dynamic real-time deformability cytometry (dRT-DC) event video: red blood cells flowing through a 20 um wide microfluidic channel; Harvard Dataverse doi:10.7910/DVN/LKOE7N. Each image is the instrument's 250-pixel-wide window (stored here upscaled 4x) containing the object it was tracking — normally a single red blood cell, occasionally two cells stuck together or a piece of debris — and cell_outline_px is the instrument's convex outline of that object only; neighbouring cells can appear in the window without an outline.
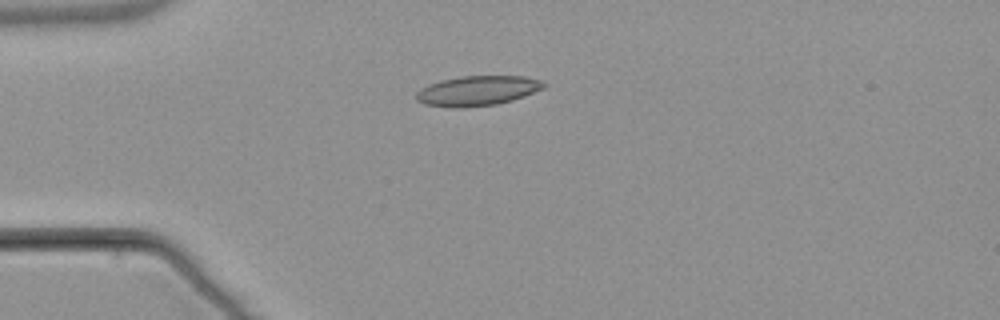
{"species": "common noctule bat (a hibernating species)", "species_latin": "Nyctalus noctula", "temperature_condition": "warm", "stored_images_in_passage": 41, "camera_frame_rate_fps": 3000, "um_per_image_px": 0.085, "animal": {"sex": "male", "body_mass_g": 21.5, "forearm_length_mm": 52.0}, "frame": {"image": 1, "passage_image": 1, "time_ms": 0.0, "image_size_px": [1000, 320], "cell_outline_px": [[548, 84], [544, 88], [524, 96], [512, 100], [496, 104], [464, 108], [448, 108], [424, 104], [416, 100], [416, 92], [420, 88], [428, 84], [440, 80], [460, 76], [524, 76], [544, 80]], "centroid_in_image_um": [40.58, 7.71], "position_along_channel_um": 44.4, "area_um2": 22.6}}
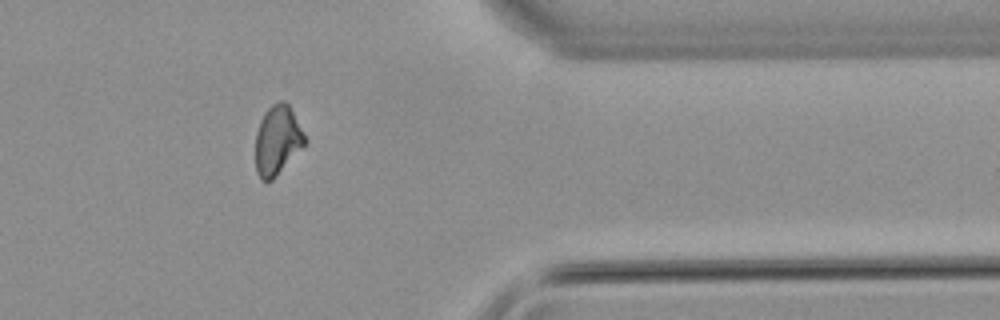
{"frame": {"image": 2, "passage_image": 31, "time_ms": 10.0, "image_size_px": [1000, 320], "cell_outline_px": [[308, 140], [276, 176], [272, 180], [260, 180], [256, 172], [256, 132], [260, 120], [264, 112], [272, 104], [280, 100], [284, 100], [288, 104], [304, 132]], "centroid_in_image_um": [23.57, 11.9], "position_along_channel_um": 387.8, "area_um2": 19.83}}
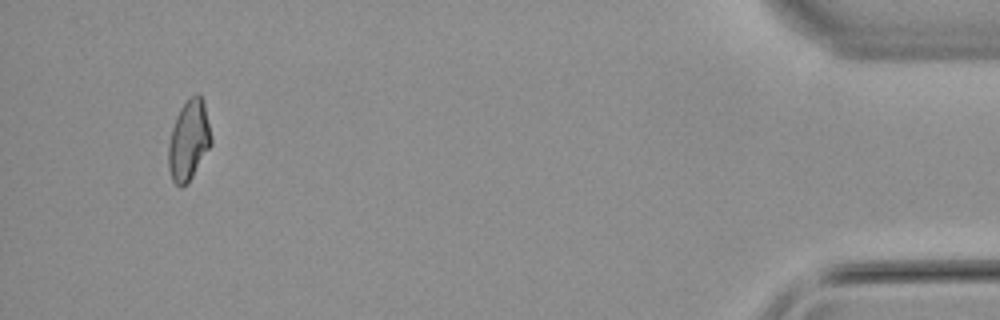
{"frame": {"image": 3, "passage_image": 38, "time_ms": 12.333, "image_size_px": [1000, 320], "cell_outline_px": [[212, 144], [188, 184], [180, 188], [172, 180], [168, 168], [168, 144], [172, 128], [176, 116], [180, 108], [188, 96], [196, 92], [200, 92], [204, 100], [212, 140]], "centroid_in_image_um": [16.05, 11.9], "position_along_channel_um": 419.2, "area_um2": 20.46}, "authors_computed_cell_mechanics": {"area_um2": 20.3456, "velocity_mm_per_s": 3.8187, "shape_relaxation_time_tau1_ms": null, "shape_relaxation_time_tau2_ms": 5.672, "deformation_change_tau1": null, "deformation_change_tau2": 0.1212}}